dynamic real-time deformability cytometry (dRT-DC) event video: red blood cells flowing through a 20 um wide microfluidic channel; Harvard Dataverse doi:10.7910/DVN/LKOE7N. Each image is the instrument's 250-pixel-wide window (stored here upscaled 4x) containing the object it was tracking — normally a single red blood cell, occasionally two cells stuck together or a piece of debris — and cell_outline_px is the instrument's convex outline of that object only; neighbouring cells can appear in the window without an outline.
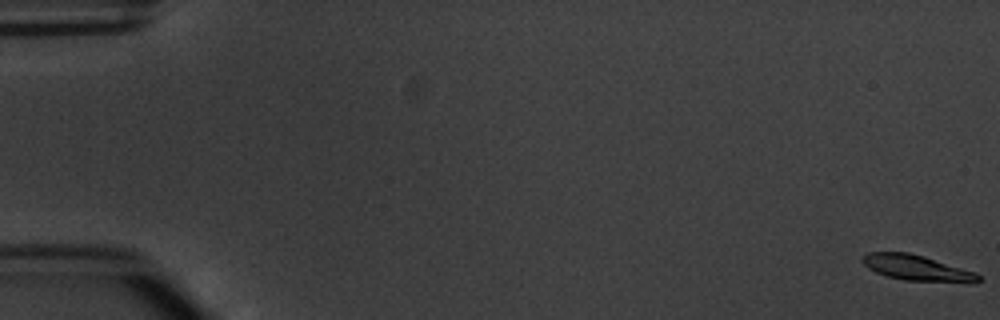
{"species": "common noctule bat (a hibernating species)", "species_latin": "Nyctalus noctula", "temperature_condition": "warm", "stored_images_in_passage": 5, "camera_frame_rate_fps": 3000, "um_per_image_px": 0.085, "animal": {"sex": "male", "body_mass_g": 20.1, "forearm_length_mm": 53.5}, "frame": {"image": 1, "passage_image": 1, "time_ms": 0.0, "image_size_px": [1000, 320], "cell_outline_px": [[980, 280], [976, 284], [972, 284], [904, 280], [888, 276], [876, 272], [868, 268], [860, 260], [860, 256], [868, 252], [908, 252], [924, 256], [976, 272], [980, 276]], "centroid_in_image_um": [77.98, 22.79], "position_along_channel_um": 7.0, "area_um2": 17.69}}
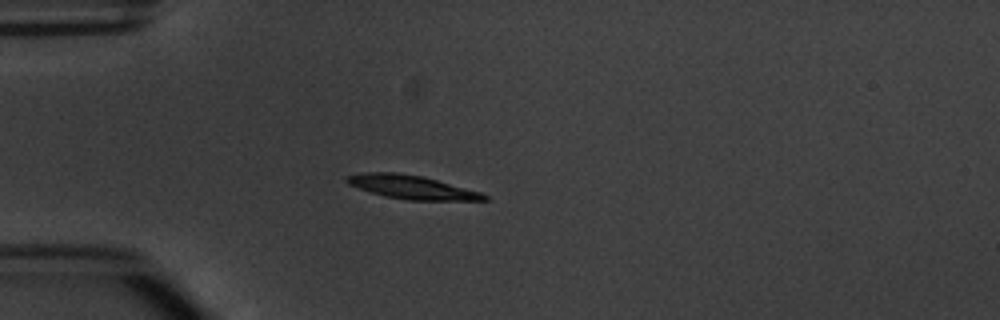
{"frame": {"image": 2, "passage_image": 5, "time_ms": 5.0, "image_size_px": [1000, 320], "cell_outline_px": [[488, 200], [408, 200], [388, 196], [372, 192], [348, 184], [344, 180], [344, 176], [364, 172], [396, 172], [424, 176], [480, 192], [488, 196]], "centroid_in_image_um": [34.98, 15.89], "position_along_channel_um": 50.0, "area_um2": 18.73}}